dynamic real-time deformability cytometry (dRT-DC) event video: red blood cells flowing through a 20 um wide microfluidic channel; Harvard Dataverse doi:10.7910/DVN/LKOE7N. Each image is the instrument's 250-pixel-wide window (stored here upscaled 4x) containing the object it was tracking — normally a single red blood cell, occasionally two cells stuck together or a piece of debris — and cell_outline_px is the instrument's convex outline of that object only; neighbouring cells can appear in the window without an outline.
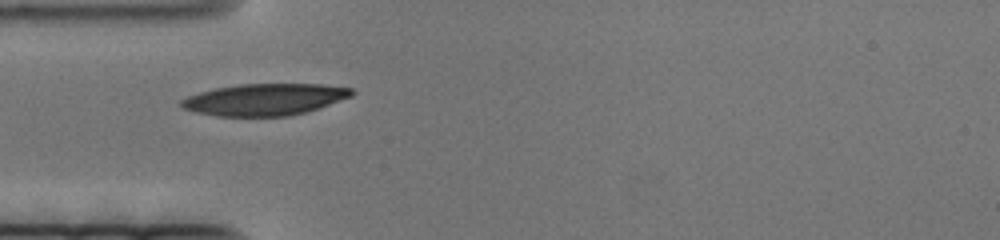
{"species": "human", "species_latin": "Homo sapiens", "temperature_condition": "cold", "stored_images_in_passage": 52, "camera_frame_rate_fps": 3000, "um_per_image_px": 0.085, "donor": {"sex": "female"}, "frame": {"image": 1, "passage_image": 1, "time_ms": 0.0, "image_size_px": [1000, 240], "cell_outline_px": [[356, 92], [352, 96], [320, 108], [288, 116], [216, 116], [196, 112], [180, 108], [176, 104], [180, 100], [188, 96], [200, 92], [216, 88], [240, 84], [324, 84], [352, 88]], "centroid_in_image_um": [22.48, 8.45], "position_along_channel_um": 62.5, "area_um2": 31.73}}
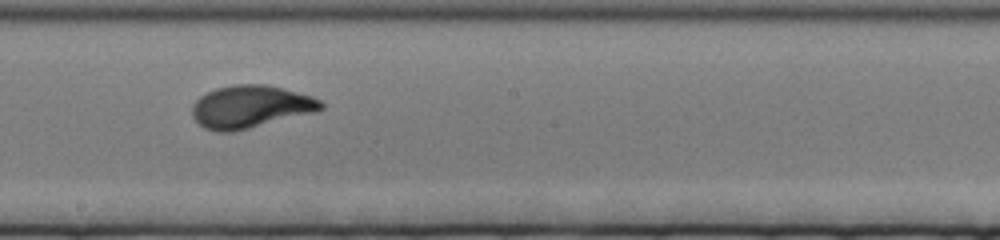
{"frame": {"image": 2, "passage_image": 21, "time_ms": 6.667, "image_size_px": [1000, 240], "cell_outline_px": [[324, 108], [316, 112], [232, 132], [216, 132], [204, 128], [192, 116], [192, 104], [200, 96], [216, 88], [236, 84], [264, 84], [312, 96], [320, 100], [324, 104]], "centroid_in_image_um": [21.28, 9.08], "position_along_channel_um": 226.9, "area_um2": 31.85}}
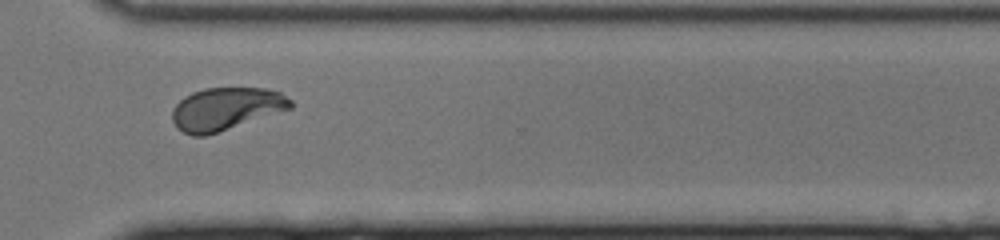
{"frame": {"image": 3, "passage_image": 36, "time_ms": 11.667, "image_size_px": [1000, 240], "cell_outline_px": [[292, 108], [204, 136], [192, 136], [176, 128], [172, 120], [172, 108], [184, 96], [192, 92], [204, 88], [264, 88], [280, 92], [292, 100]], "centroid_in_image_um": [19.17, 9.24], "position_along_channel_um": 351.4, "area_um2": 29.25}}